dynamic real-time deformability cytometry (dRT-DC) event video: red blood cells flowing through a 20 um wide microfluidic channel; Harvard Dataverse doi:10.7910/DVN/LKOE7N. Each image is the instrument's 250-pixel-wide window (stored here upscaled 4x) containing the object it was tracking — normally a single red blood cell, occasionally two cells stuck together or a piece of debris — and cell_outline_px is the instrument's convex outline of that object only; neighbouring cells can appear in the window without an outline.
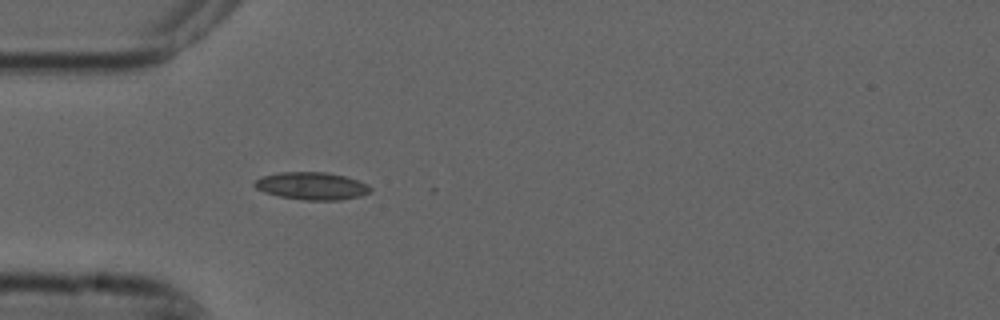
{"species": "common noctule bat (a hibernating species)", "species_latin": "Nyctalus noctula", "temperature_condition": "cold", "stored_images_in_passage": 4, "camera_frame_rate_fps": 3000, "um_per_image_px": 0.085, "animal": {"sex": "male", "forearm_length_mm": 52.5}, "frame": {"image": 1, "passage_image": 4, "time_ms": 1.0, "image_size_px": [1000, 320], "cell_outline_px": [[372, 192], [360, 196], [340, 200], [304, 200], [280, 196], [264, 192], [256, 188], [252, 184], [256, 180], [264, 176], [280, 172], [328, 172], [344, 176], [368, 184], [372, 188]], "centroid_in_image_um": [26.53, 15.81], "position_along_channel_um": 58.5, "area_um2": 18.55}}